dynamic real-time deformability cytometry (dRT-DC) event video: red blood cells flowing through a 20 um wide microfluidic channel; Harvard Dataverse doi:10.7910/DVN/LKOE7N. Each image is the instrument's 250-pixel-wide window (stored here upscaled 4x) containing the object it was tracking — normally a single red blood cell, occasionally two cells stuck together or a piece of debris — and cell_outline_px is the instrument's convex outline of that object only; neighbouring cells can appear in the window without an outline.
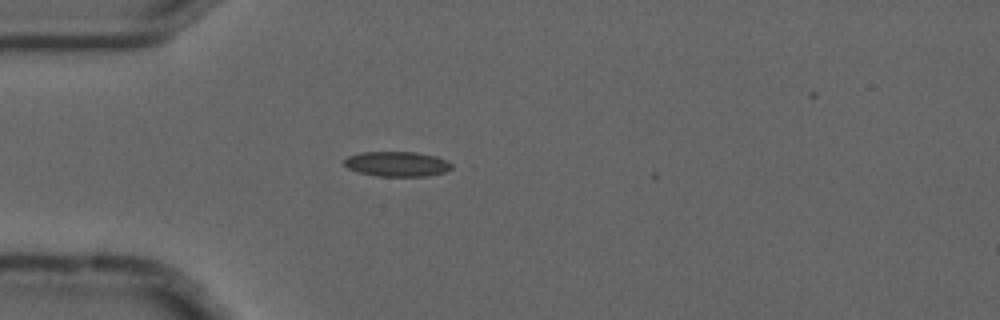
{"species": "common noctule bat (a hibernating species)", "species_latin": "Nyctalus noctula", "temperature_condition": "cold", "stored_images_in_passage": 4, "camera_frame_rate_fps": 3000, "um_per_image_px": 0.085, "animal": {"sex": "male", "forearm_length_mm": 52.5}, "frame": {"image": 1, "passage_image": 4, "time_ms": 1.0, "image_size_px": [1000, 320], "cell_outline_px": [[452, 168], [444, 172], [428, 176], [376, 176], [356, 172], [348, 168], [344, 164], [344, 160], [348, 156], [364, 152], [416, 152], [436, 156], [448, 160], [452, 164]], "centroid_in_image_um": [33.76, 13.94], "position_along_channel_um": 51.2, "area_um2": 15.72}}